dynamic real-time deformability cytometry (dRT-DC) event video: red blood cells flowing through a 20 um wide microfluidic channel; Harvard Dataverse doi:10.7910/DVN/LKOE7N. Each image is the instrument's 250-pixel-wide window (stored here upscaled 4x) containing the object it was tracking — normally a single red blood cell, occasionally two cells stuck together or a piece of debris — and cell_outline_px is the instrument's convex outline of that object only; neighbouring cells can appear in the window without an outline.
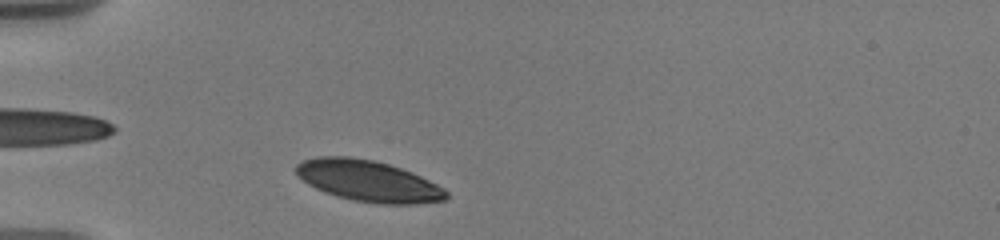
{"species": "human", "species_latin": "Homo sapiens", "temperature_condition": "warm", "stored_images_in_passage": 3, "camera_frame_rate_fps": 3000, "um_per_image_px": 0.085, "donor": {"sex": "male"}, "frame": {"image": 1, "passage_image": 1, "time_ms": 0.0, "image_size_px": [1000, 240], "cell_outline_px": [[448, 196], [444, 200], [416, 204], [376, 204], [352, 200], [336, 196], [324, 192], [308, 184], [296, 176], [296, 164], [300, 160], [316, 156], [348, 156], [372, 160], [388, 164], [412, 172], [444, 188], [448, 192]], "centroid_in_image_um": [31.26, 15.38], "position_along_channel_um": 53.7, "area_um2": 36.24}}
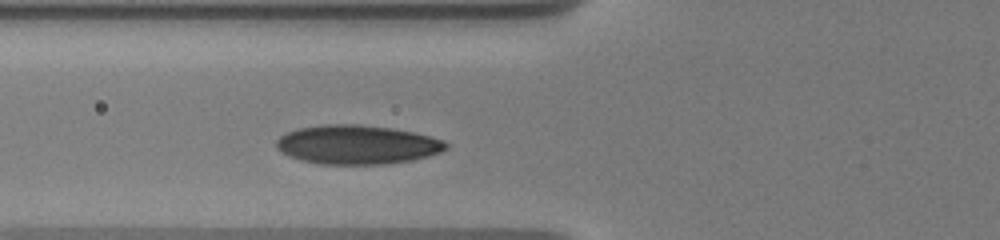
{"frame": {"image": 2, "passage_image": 3, "time_ms": 1.667, "image_size_px": [1000, 240], "cell_outline_px": [[448, 148], [440, 152], [428, 156], [412, 160], [388, 164], [320, 164], [300, 160], [288, 156], [276, 148], [276, 140], [280, 136], [288, 132], [300, 128], [324, 124], [360, 124], [392, 128], [412, 132], [444, 140], [448, 144]], "centroid_in_image_um": [30.35, 12.3], "position_along_channel_um": 95.5, "area_um2": 38.67}}